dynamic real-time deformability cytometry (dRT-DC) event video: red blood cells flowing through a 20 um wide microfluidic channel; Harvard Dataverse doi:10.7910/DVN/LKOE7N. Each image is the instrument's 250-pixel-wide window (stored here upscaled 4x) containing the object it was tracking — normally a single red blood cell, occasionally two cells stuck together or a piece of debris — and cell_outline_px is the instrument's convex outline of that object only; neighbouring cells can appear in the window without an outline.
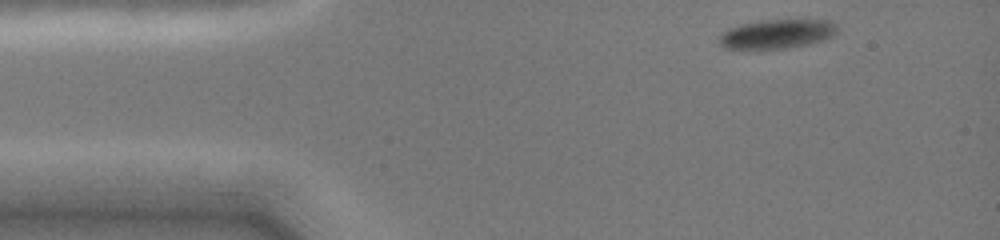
{"species": "common noctule bat (a hibernating species)", "species_latin": "Nyctalus noctula", "temperature_condition": "cold", "stored_images_in_passage": 10, "camera_frame_rate_fps": 3000, "um_per_image_px": 0.085, "animal": {"sex": "female", "body_mass_g": 19.0, "forearm_length_mm": 51.5}, "frame": {"image": 1, "passage_image": 1, "time_ms": 0.0, "image_size_px": [1000, 240], "cell_outline_px": [[836, 28], [828, 36], [820, 40], [808, 44], [788, 48], [728, 48], [720, 44], [720, 36], [724, 32], [732, 28], [744, 24], [768, 20], [828, 20]], "centroid_in_image_um": [66.01, 2.89], "position_along_channel_um": 19.0, "area_um2": 18.96}}
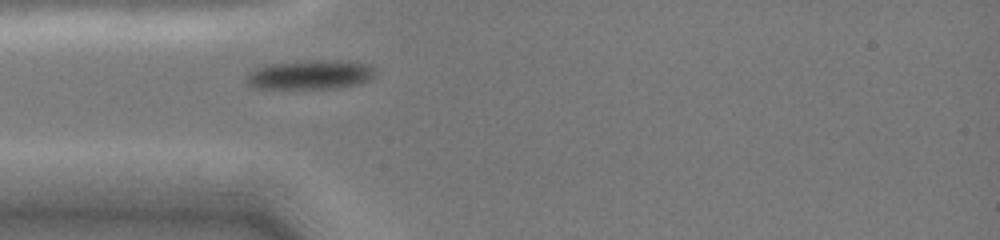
{"frame": {"image": 2, "passage_image": 7, "time_ms": 2.667, "image_size_px": [1000, 240], "cell_outline_px": [[372, 76], [368, 80], [360, 84], [340, 88], [256, 88], [248, 84], [248, 76], [256, 68], [268, 64], [324, 60], [340, 60], [368, 64], [372, 68]], "centroid_in_image_um": [26.4, 6.36], "position_along_channel_um": 58.6, "area_um2": 21.44}}
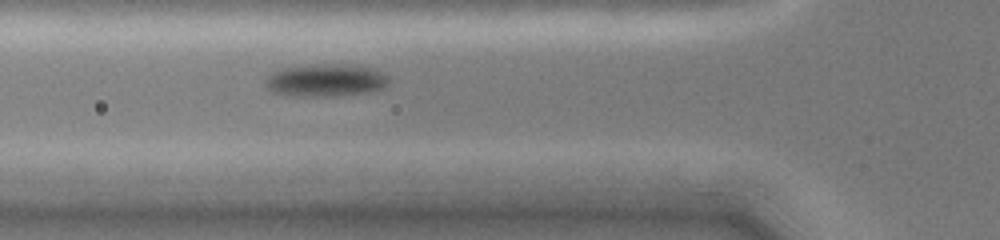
{"frame": {"image": 3, "passage_image": 10, "time_ms": 3.667, "image_size_px": [1000, 240], "cell_outline_px": [[388, 80], [384, 88], [368, 92], [336, 96], [292, 96], [272, 92], [264, 84], [268, 76], [272, 72], [284, 68], [324, 64], [348, 64], [372, 68], [384, 72], [388, 76]], "centroid_in_image_um": [27.7, 6.83], "position_along_channel_um": 98.1, "area_um2": 23.41}}